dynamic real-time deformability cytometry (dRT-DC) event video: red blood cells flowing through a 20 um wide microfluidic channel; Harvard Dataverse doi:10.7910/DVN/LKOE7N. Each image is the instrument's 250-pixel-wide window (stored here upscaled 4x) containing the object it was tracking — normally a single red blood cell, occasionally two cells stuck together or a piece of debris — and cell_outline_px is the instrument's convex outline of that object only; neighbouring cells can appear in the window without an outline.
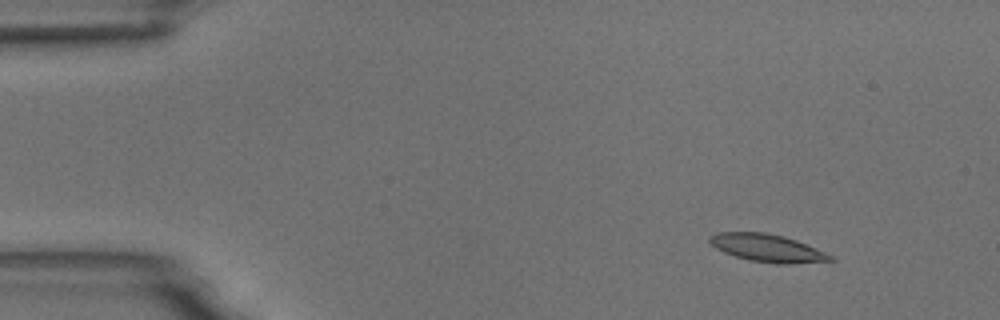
{"species": "common noctule bat (a hibernating species)", "species_latin": "Nyctalus noctula", "temperature_condition": "room temperature", "stored_images_in_passage": 4, "segment_of_instrument_passage": [1, 2], "camera_frame_rate_fps": 3000, "um_per_image_px": 0.085, "animal": {"sex": "male", "body_mass_g": 18.8}, "frame": {"image": 1, "passage_image": 1, "time_ms": 0.0, "image_size_px": [1000, 320], "cell_outline_px": [[836, 260], [788, 264], [776, 264], [748, 260], [724, 252], [716, 248], [708, 240], [708, 236], [716, 232], [764, 232], [784, 236], [796, 240], [824, 252], [832, 256]], "centroid_in_image_um": [65.19, 21.08], "position_along_channel_um": 19.8, "area_um2": 19.36}}